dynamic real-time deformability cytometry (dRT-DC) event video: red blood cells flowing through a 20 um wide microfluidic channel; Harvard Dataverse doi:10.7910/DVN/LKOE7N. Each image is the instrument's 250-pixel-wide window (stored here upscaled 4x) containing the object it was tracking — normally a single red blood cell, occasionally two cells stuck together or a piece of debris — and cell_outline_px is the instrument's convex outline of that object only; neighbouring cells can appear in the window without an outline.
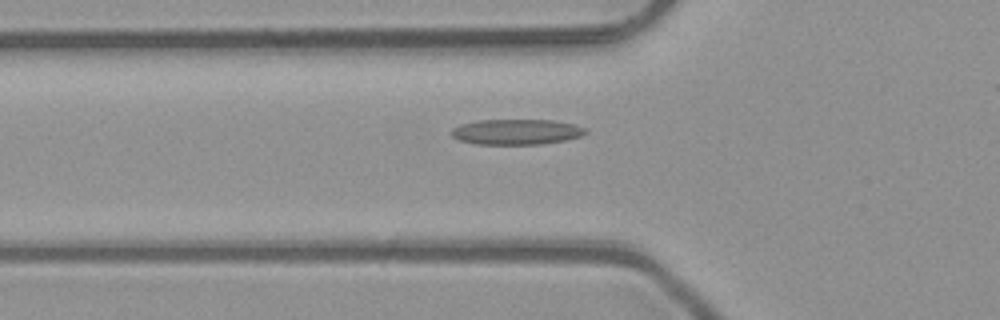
{"species": "common noctule bat (a hibernating species)", "species_latin": "Nyctalus noctula", "temperature_condition": "room temperature", "stored_images_in_passage": 36, "camera_frame_rate_fps": 3000, "um_per_image_px": 0.085, "animal": {"sex": "male", "body_mass_g": 23.1, "forearm_length_mm": 52.7}, "frame": {"image": 1, "passage_image": 9, "time_ms": 2.667, "image_size_px": [1000, 320], "cell_outline_px": [[588, 132], [580, 136], [564, 140], [540, 144], [476, 144], [460, 140], [452, 136], [448, 132], [452, 128], [460, 124], [476, 120], [556, 120], [588, 128]], "centroid_in_image_um": [43.87, 11.2], "position_along_channel_um": 81.9, "area_um2": 20.0}}
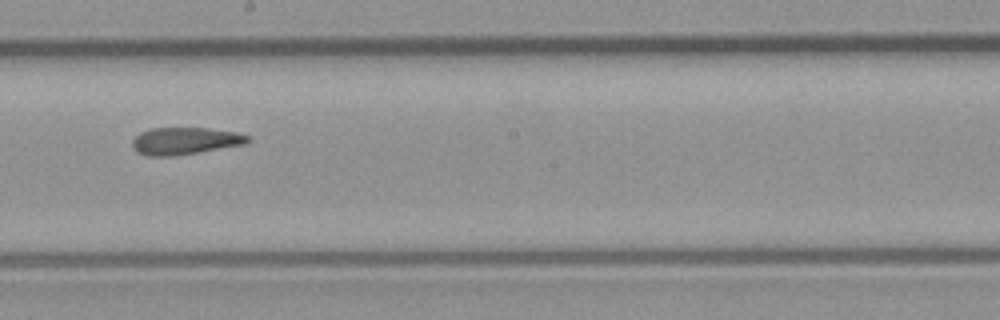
{"frame": {"image": 2, "passage_image": 20, "time_ms": 6.333, "image_size_px": [1000, 320], "cell_outline_px": [[248, 140], [244, 144], [172, 156], [148, 156], [136, 152], [132, 144], [132, 140], [140, 132], [148, 128], [208, 128], [236, 132], [248, 136]], "centroid_in_image_um": [15.65, 11.97], "position_along_channel_um": 232.6, "area_um2": 18.03}}
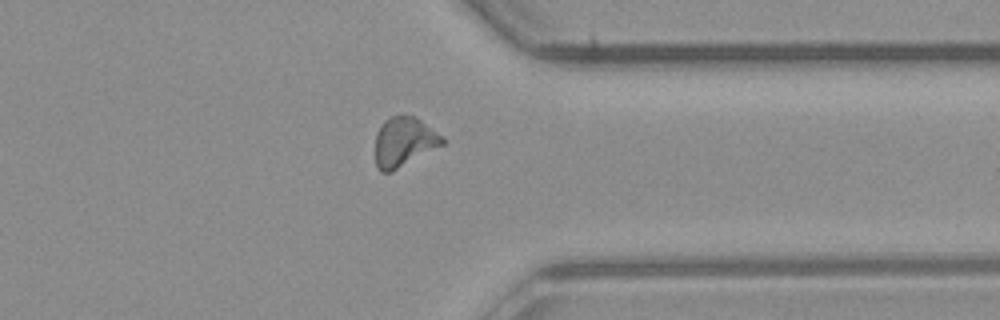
{"frame": {"image": 3, "passage_image": 31, "time_ms": 10.0, "image_size_px": [1000, 320], "cell_outline_px": [[444, 144], [392, 172], [380, 172], [376, 168], [376, 132], [384, 120], [400, 112], [416, 116], [444, 136]], "centroid_in_image_um": [34.35, 12.02], "position_along_channel_um": 377.1, "area_um2": 19.83}}